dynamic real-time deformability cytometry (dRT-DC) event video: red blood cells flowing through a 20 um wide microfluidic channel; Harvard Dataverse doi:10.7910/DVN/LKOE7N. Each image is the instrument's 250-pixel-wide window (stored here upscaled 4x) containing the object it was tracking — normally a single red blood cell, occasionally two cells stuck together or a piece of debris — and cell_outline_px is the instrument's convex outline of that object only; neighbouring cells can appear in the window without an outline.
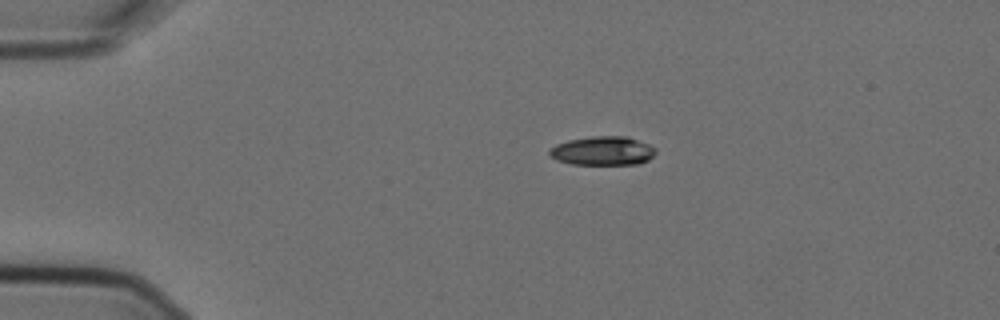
{"species": "Egyptian fruit bat (a non-hibernating species)", "species_latin": "Rousettus aegyptiacus", "temperature_condition": "cold", "stored_images_in_passage": 6, "camera_frame_rate_fps": 3000, "um_per_image_px": 0.085, "animal": {"sex": "female"}, "frame": {"image": 1, "passage_image": 3, "time_ms": 0.667, "image_size_px": [1000, 320], "cell_outline_px": [[656, 152], [648, 160], [640, 164], [572, 164], [556, 160], [548, 156], [548, 152], [556, 144], [568, 140], [592, 136], [628, 136], [648, 144], [656, 148]], "centroid_in_image_um": [51.23, 12.82], "position_along_channel_um": 33.8, "area_um2": 17.98}}
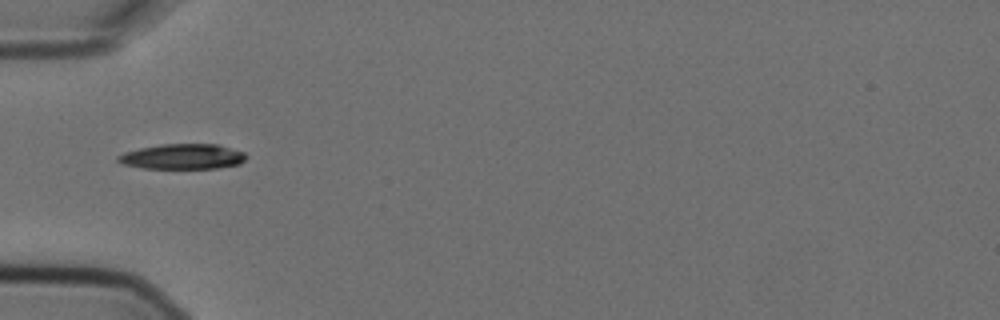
{"frame": {"image": 2, "passage_image": 5, "time_ms": 1.333, "image_size_px": [1000, 320], "cell_outline_px": [[248, 156], [240, 164], [220, 168], [144, 168], [124, 164], [116, 160], [116, 156], [124, 152], [140, 148], [160, 144], [216, 144], [244, 152]], "centroid_in_image_um": [15.53, 13.31], "position_along_channel_um": 69.5, "area_um2": 18.84}}
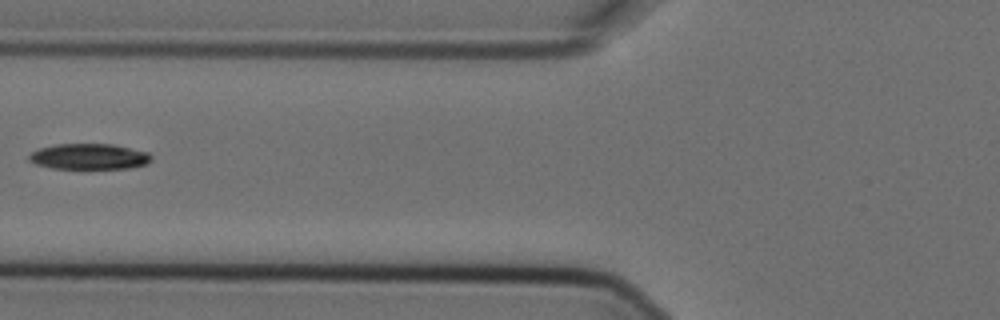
{"frame": {"image": 3, "passage_image": 6, "time_ms": 1.667, "image_size_px": [1000, 320], "cell_outline_px": [[152, 160], [148, 164], [128, 168], [52, 168], [36, 164], [28, 160], [28, 156], [32, 152], [40, 148], [56, 144], [112, 144], [148, 152], [152, 156]], "centroid_in_image_um": [7.59, 13.3], "position_along_channel_um": 118.2, "area_um2": 18.26}}